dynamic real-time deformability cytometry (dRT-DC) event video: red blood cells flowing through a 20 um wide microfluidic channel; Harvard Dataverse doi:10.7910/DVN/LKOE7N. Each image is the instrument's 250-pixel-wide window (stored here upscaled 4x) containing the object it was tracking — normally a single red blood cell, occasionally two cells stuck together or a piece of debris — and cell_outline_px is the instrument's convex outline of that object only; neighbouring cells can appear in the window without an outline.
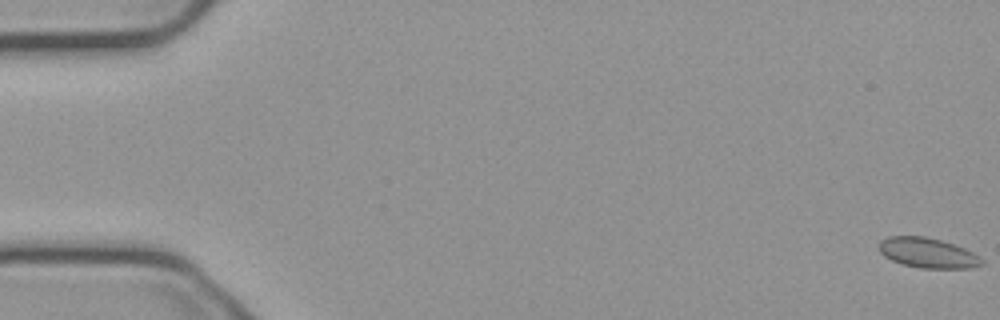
{"species": "common noctule bat (a hibernating species)", "species_latin": "Nyctalus noctula", "temperature_condition": "cold", "stored_images_in_passage": 10, "camera_frame_rate_fps": 3000, "um_per_image_px": 0.085, "animal": {"sex": "male", "body_mass_g": 23.1, "forearm_length_mm": 52.7}, "frame": {"image": 1, "passage_image": 1, "time_ms": 0.0, "image_size_px": [1000, 320], "cell_outline_px": [[984, 264], [972, 268], [920, 268], [904, 264], [892, 260], [884, 256], [880, 252], [880, 240], [888, 236], [924, 236], [940, 240], [964, 248], [980, 256], [984, 260]], "centroid_in_image_um": [78.88, 21.5], "position_along_channel_um": 6.1, "area_um2": 17.92}}